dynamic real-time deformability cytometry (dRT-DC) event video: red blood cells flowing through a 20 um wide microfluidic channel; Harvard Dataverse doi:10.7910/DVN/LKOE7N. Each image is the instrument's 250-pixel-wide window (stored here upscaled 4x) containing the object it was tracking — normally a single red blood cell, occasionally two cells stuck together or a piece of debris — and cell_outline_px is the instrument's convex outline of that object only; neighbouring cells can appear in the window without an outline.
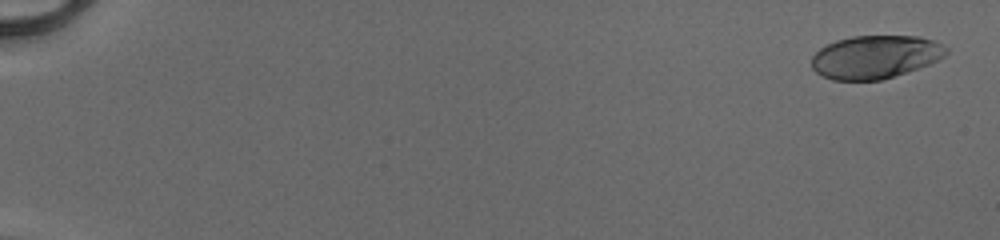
{"species": "human", "species_latin": "Homo sapiens", "temperature_condition": "cold", "stored_images_in_passage": 52, "camera_frame_rate_fps": 3000, "um_per_image_px": 0.085, "donor": {"sex": "male"}, "frame": {"image": 1, "passage_image": 2, "time_ms": 0.333, "image_size_px": [1000, 240], "cell_outline_px": [[948, 52], [944, 56], [928, 64], [880, 80], [832, 80], [816, 72], [812, 68], [812, 56], [820, 48], [836, 40], [852, 36], [920, 36], [936, 40], [944, 44], [948, 48]], "centroid_in_image_um": [74.4, 4.82], "position_along_channel_um": 10.6, "area_um2": 33.7}}
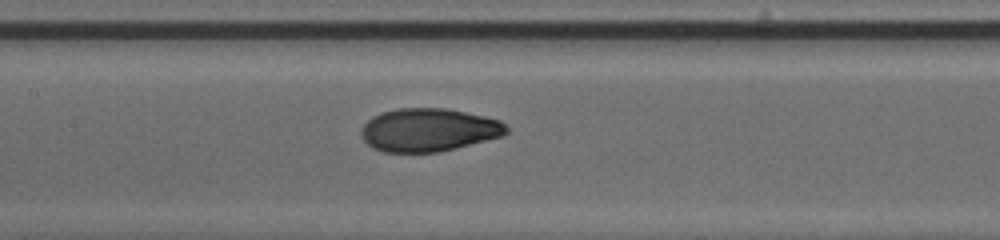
{"frame": {"image": 2, "passage_image": 28, "time_ms": 9.0, "image_size_px": [1000, 240], "cell_outline_px": [[508, 132], [504, 136], [440, 152], [384, 152], [372, 148], [360, 136], [360, 128], [372, 116], [380, 112], [396, 108], [444, 108], [484, 116], [500, 120], [508, 128]], "centroid_in_image_um": [36.41, 11.04], "position_along_channel_um": 171.0, "area_um2": 36.76}}
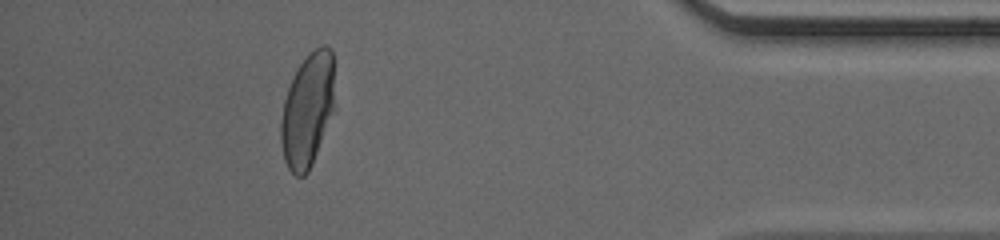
{"frame": {"image": 3, "passage_image": 48, "time_ms": 15.667, "image_size_px": [1000, 240], "cell_outline_px": [[332, 112], [312, 164], [308, 172], [304, 176], [296, 176], [288, 168], [284, 160], [280, 140], [280, 120], [284, 100], [288, 88], [300, 64], [308, 52], [324, 44], [332, 48]], "centroid_in_image_um": [26.09, 9.37], "position_along_channel_um": 409.1, "area_um2": 34.97}, "authors_computed_cell_mechanics": {"area_um2": 36.0094, "velocity_mm_per_s": 4.1279, "shape_relaxation_time_tau1_ms": 3.5374, "shape_relaxation_time_tau2_ms": 0.7281, "deformation_change_tau1": 0.1957, "deformation_change_tau2": 0.0493}}